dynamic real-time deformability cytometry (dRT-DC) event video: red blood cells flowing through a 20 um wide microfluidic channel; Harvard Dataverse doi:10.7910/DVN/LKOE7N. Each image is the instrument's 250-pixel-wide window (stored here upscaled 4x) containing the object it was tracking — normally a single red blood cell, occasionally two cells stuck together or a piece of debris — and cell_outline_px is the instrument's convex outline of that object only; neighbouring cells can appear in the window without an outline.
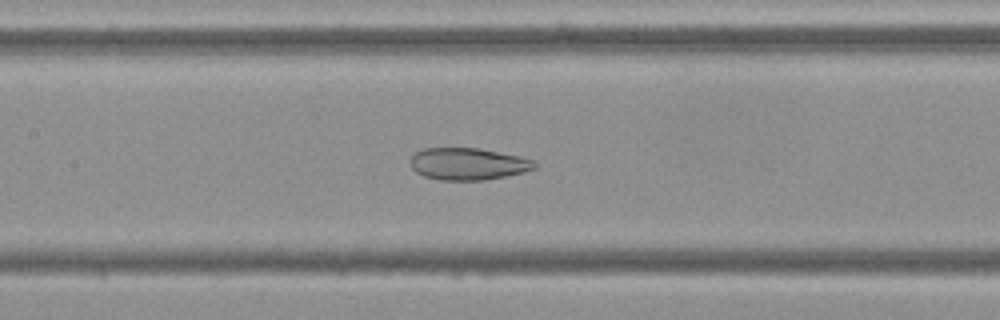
{"species": "Egyptian fruit bat (a non-hibernating species)", "species_latin": "Rousettus aegyptiacus", "temperature_condition": "cold", "stored_images_in_passage": 43, "camera_frame_rate_fps": 3000, "um_per_image_px": 0.085, "frame": {"image": 1, "passage_image": 14, "time_ms": 4.333, "image_size_px": [1000, 320], "cell_outline_px": [[536, 168], [524, 172], [484, 180], [440, 180], [424, 176], [416, 172], [412, 168], [408, 160], [416, 152], [424, 148], [480, 148], [520, 156], [532, 160], [536, 164]], "centroid_in_image_um": [39.75, 13.93], "position_along_channel_um": 167.6, "area_um2": 23.24}}
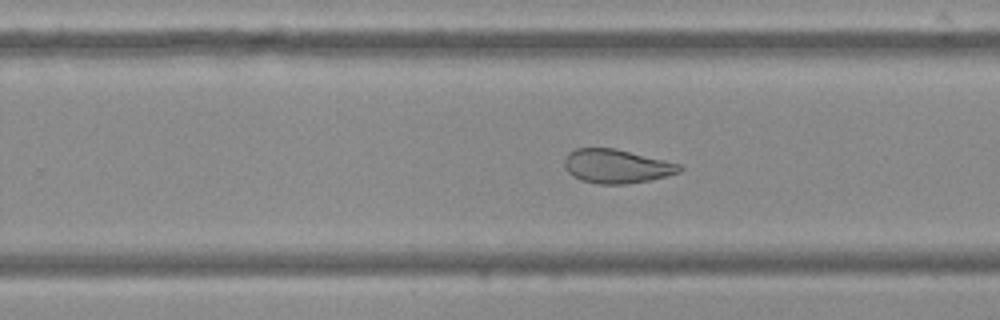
{"frame": {"image": 2, "passage_image": 23, "time_ms": 7.333, "image_size_px": [1000, 320], "cell_outline_px": [[684, 168], [680, 172], [648, 180], [628, 184], [596, 184], [580, 180], [572, 176], [564, 168], [564, 160], [568, 152], [576, 148], [616, 148], [680, 164]], "centroid_in_image_um": [52.36, 14.13], "position_along_channel_um": 277.4, "area_um2": 22.83}}
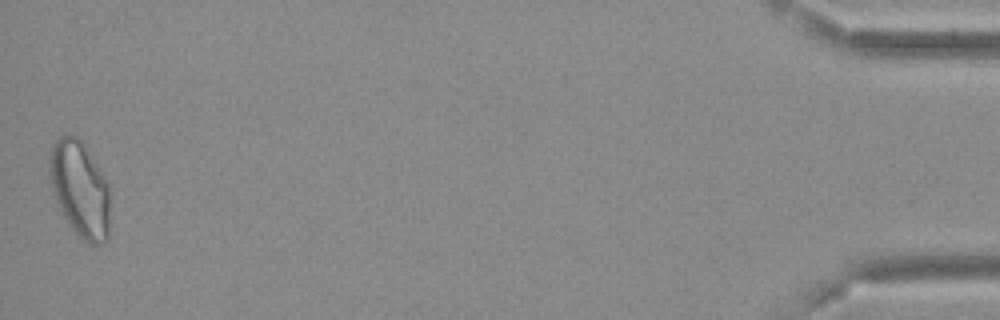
{"frame": {"image": 3, "passage_image": 43, "time_ms": 14.0, "image_size_px": [1000, 320], "cell_outline_px": [[108, 240], [104, 244], [88, 244], [72, 228], [56, 204], [52, 188], [48, 168], [48, 156], [52, 144], [60, 136], [76, 136], [84, 144], [108, 180]], "centroid_in_image_um": [6.77, 16.06], "position_along_channel_um": 428.4, "area_um2": 33.93}, "authors_computed_cell_mechanics": {"area_um2": 26.588, "velocity_mm_per_s": 3.6697, "shape_relaxation_time_tau1_ms": null, "shape_relaxation_time_tau2_ms": 1.9591, "deformation_change_tau1": null, "deformation_change_tau2": 0.0821}}